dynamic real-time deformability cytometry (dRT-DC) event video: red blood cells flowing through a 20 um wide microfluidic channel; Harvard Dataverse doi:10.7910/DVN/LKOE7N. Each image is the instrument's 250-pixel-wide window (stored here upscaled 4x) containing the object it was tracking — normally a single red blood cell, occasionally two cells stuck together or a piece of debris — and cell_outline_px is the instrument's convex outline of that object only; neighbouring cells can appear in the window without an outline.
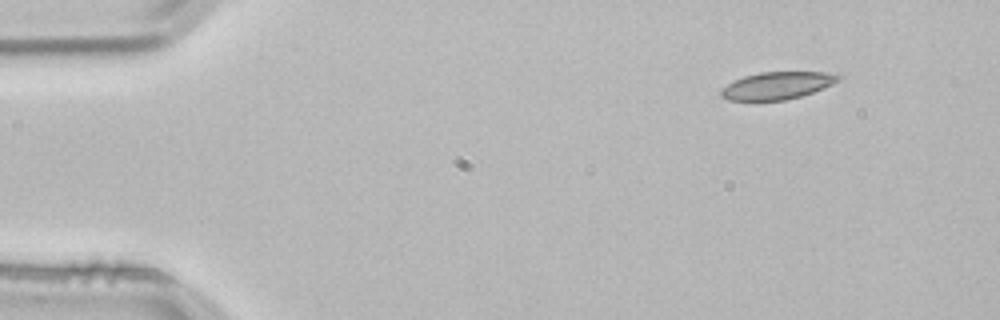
{"species": "common noctule bat (a hibernating species)", "species_latin": "Nyctalus noctula", "temperature_condition": "room temperature", "stored_images_in_passage": 4, "segment_of_instrument_passage": [2, 2], "camera_frame_rate_fps": 3000, "um_per_image_px": 0.085, "animal": {"sex": "male", "body_mass_g": 21.5, "forearm_length_mm": 52.0}, "frame": {"image": 1, "passage_image": 4, "time_ms": 1.0, "image_size_px": [1000, 320], "cell_outline_px": [[844, 76], [840, 80], [824, 88], [800, 96], [784, 100], [728, 100], [720, 96], [720, 88], [744, 76], [760, 72], [824, 72]], "centroid_in_image_um": [66.06, 7.27], "position_along_channel_um": 18.9, "area_um2": 18.61}}